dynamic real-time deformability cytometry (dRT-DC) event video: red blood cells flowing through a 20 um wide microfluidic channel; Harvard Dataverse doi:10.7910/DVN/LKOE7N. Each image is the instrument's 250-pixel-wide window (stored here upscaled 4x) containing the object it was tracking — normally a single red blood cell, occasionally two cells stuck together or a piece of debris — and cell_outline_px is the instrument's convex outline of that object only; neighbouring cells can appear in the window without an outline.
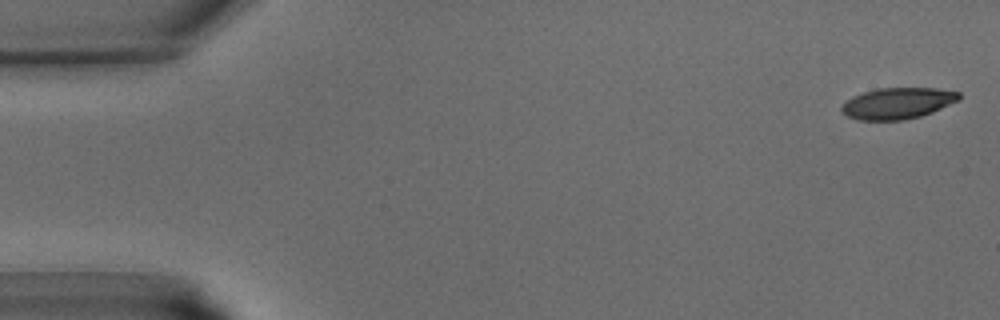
{"species": "common noctule bat (a hibernating species)", "species_latin": "Nyctalus noctula", "temperature_condition": "warm", "stored_images_in_passage": 42, "camera_frame_rate_fps": 3000, "um_per_image_px": 0.085, "animal": {"sex": "male", "body_mass_g": 15.6}, "frame": {"image": 1, "passage_image": 1, "time_ms": 0.0, "image_size_px": [1000, 320], "cell_outline_px": [[960, 100], [932, 112], [920, 116], [904, 120], [856, 120], [848, 116], [840, 108], [852, 96], [876, 88], [936, 88], [960, 92]], "centroid_in_image_um": [76.32, 8.77], "position_along_channel_um": 8.7, "area_um2": 21.33}}
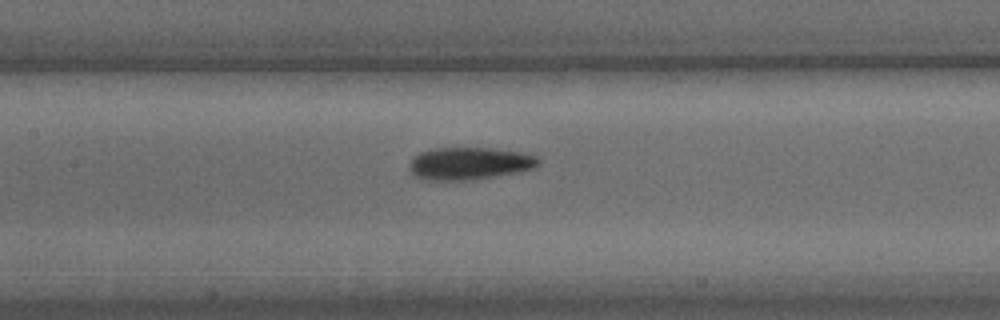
{"frame": {"image": 2, "passage_image": 19, "time_ms": 6.0, "image_size_px": [1000, 320], "cell_outline_px": [[540, 164], [536, 168], [520, 172], [496, 176], [464, 180], [424, 180], [412, 176], [408, 168], [408, 164], [420, 152], [432, 148], [488, 148], [520, 152], [536, 156], [540, 160]], "centroid_in_image_um": [39.88, 13.9], "position_along_channel_um": 167.5, "area_um2": 24.57}}
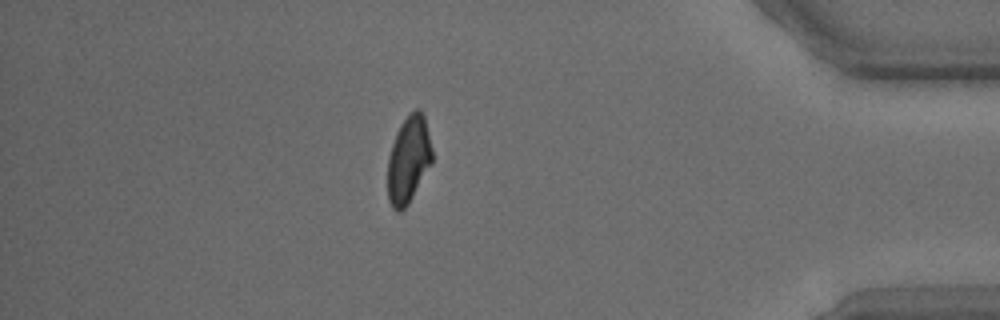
{"frame": {"image": 3, "passage_image": 36, "time_ms": 11.667, "image_size_px": [1000, 320], "cell_outline_px": [[432, 164], [408, 204], [400, 212], [396, 212], [392, 208], [388, 200], [388, 156], [396, 132], [400, 124], [408, 112], [416, 108], [420, 108], [424, 116], [432, 148]], "centroid_in_image_um": [34.72, 13.55], "position_along_channel_um": 400.5, "area_um2": 22.83}}